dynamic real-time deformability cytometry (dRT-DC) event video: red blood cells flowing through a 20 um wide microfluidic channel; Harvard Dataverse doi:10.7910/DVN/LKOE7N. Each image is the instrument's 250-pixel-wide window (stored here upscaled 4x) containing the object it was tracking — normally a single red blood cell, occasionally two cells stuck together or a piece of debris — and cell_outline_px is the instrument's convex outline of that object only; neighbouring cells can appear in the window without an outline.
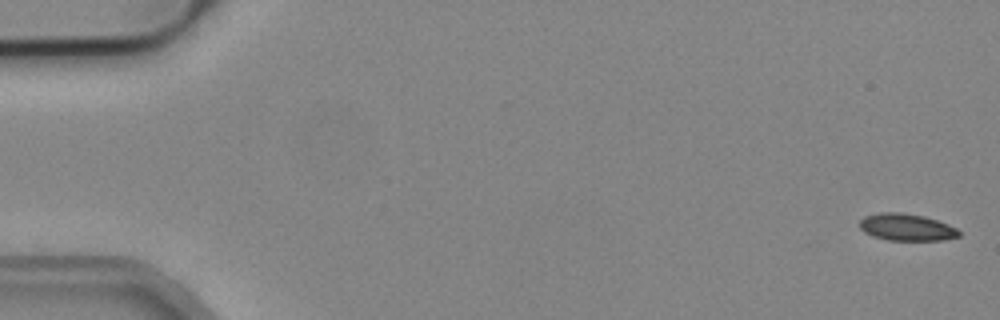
{"species": "common noctule bat (a hibernating species)", "species_latin": "Nyctalus noctula", "temperature_condition": "cold", "stored_images_in_passage": 4, "camera_frame_rate_fps": 3000, "um_per_image_px": 0.085, "animal": {"sex": "male", "body_mass_g": 19.2, "forearm_length_mm": 51.8}, "frame": {"image": 1, "passage_image": 1, "time_ms": 0.0, "image_size_px": [1000, 320], "cell_outline_px": [[960, 236], [944, 240], [888, 240], [872, 236], [864, 232], [860, 228], [860, 220], [864, 216], [880, 212], [900, 212], [924, 216], [948, 224], [956, 228], [960, 232]], "centroid_in_image_um": [77.04, 19.31], "position_along_channel_um": 8.0, "area_um2": 15.66}}
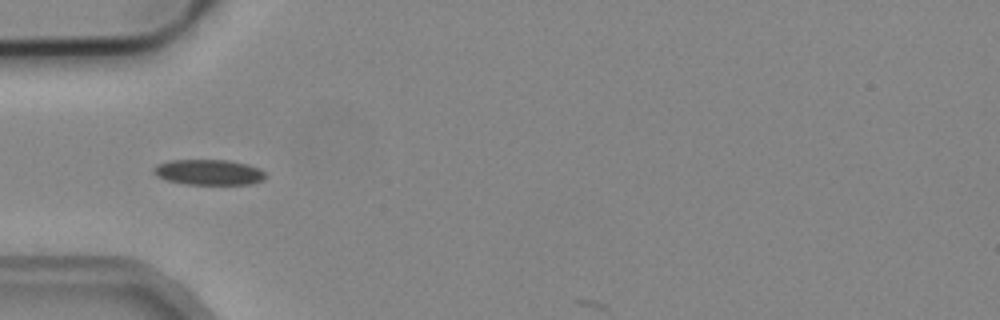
{"frame": {"image": 2, "passage_image": 3, "time_ms": 0.667, "image_size_px": [1000, 320], "cell_outline_px": [[268, 176], [264, 180], [248, 184], [188, 184], [168, 180], [156, 176], [152, 172], [152, 168], [160, 164], [172, 160], [228, 160], [248, 164], [260, 168]], "centroid_in_image_um": [17.79, 14.64], "position_along_channel_um": 67.2, "area_um2": 16.59}}